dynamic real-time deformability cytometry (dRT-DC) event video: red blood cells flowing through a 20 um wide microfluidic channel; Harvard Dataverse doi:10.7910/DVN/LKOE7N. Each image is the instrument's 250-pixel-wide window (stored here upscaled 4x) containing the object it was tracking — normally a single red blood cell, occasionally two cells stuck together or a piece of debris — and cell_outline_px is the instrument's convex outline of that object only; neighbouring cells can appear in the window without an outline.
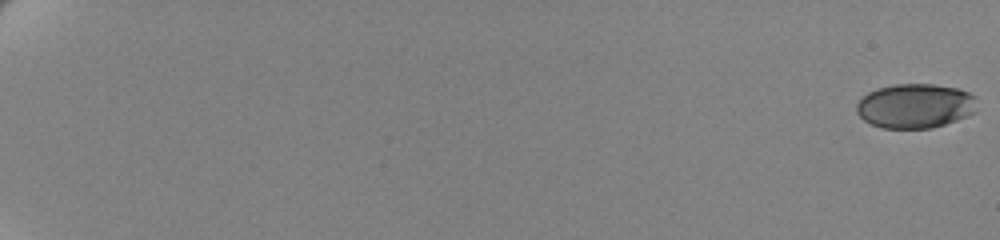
{"species": "human", "species_latin": "Homo sapiens", "temperature_condition": "cold", "stored_images_in_passage": 63, "camera_frame_rate_fps": 3000, "um_per_image_px": 0.085, "donor": {"sex": "female"}, "frame": {"image": 1, "passage_image": 1, "time_ms": 0.0, "image_size_px": [1000, 240], "cell_outline_px": [[976, 112], [968, 116], [932, 128], [884, 128], [872, 124], [864, 120], [856, 112], [856, 104], [868, 92], [876, 88], [896, 84], [932, 84], [956, 88], [968, 92], [976, 96]], "centroid_in_image_um": [77.8, 9.0], "position_along_channel_um": 7.2, "area_um2": 31.27}}
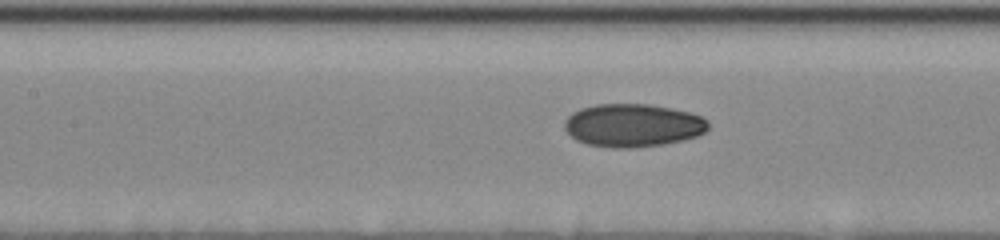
{"frame": {"image": 2, "passage_image": 34, "time_ms": 11.0, "image_size_px": [1000, 240], "cell_outline_px": [[708, 128], [704, 132], [696, 136], [684, 140], [664, 144], [632, 148], [612, 148], [588, 144], [576, 140], [564, 128], [564, 120], [572, 112], [580, 108], [596, 104], [648, 104], [672, 108], [688, 112], [700, 116], [708, 120]], "centroid_in_image_um": [53.78, 10.65], "position_along_channel_um": 153.6, "area_um2": 36.18}}
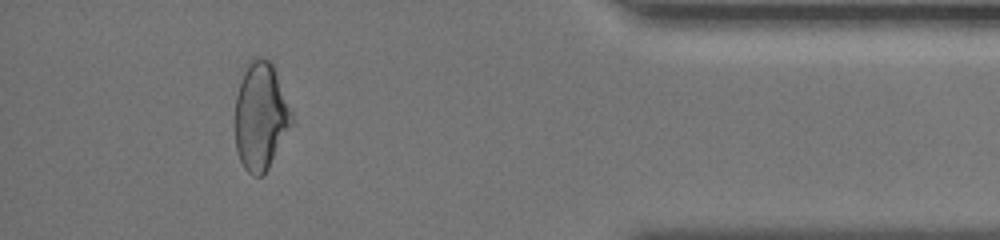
{"frame": {"image": 3, "passage_image": 59, "time_ms": 19.333, "image_size_px": [1000, 240], "cell_outline_px": [[296, 124], [268, 168], [260, 176], [252, 176], [244, 168], [240, 160], [236, 148], [236, 96], [244, 64], [252, 56], [260, 56], [268, 60], [272, 64], [292, 112]], "centroid_in_image_um": [22.18, 9.87], "position_along_channel_um": 413.0, "area_um2": 36.18}, "authors_computed_cell_mechanics": {"area_um2": 33.8708, "velocity_mm_per_s": 3.47, "shape_relaxation_time_tau1_ms": 7.8346, "shape_relaxation_time_tau2_ms": 2.5216, "deformation_change_tau1": 0.1582, "deformation_change_tau2": 0.0633}}